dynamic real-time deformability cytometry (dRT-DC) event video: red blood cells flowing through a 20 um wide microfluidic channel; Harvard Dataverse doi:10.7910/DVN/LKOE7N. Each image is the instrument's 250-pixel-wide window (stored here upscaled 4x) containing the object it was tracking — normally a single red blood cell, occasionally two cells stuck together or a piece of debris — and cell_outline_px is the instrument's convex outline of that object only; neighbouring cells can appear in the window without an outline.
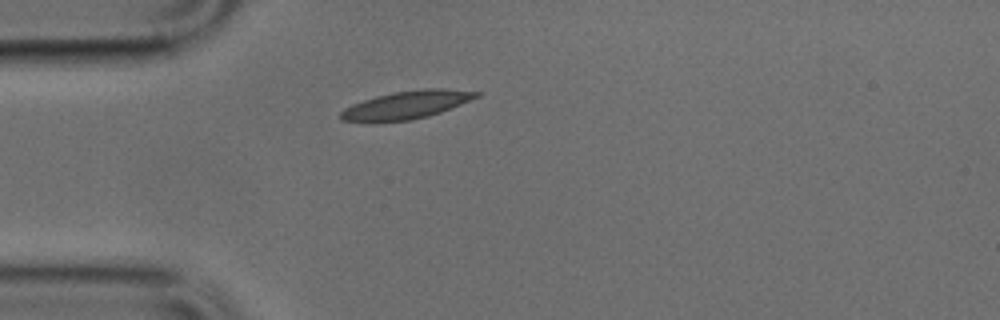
{"species": "common noctule bat (a hibernating species)", "species_latin": "Nyctalus noctula", "temperature_condition": "cold", "stored_images_in_passage": 38, "camera_frame_rate_fps": 3000, "um_per_image_px": 0.085, "animal": {"sex": "male", "body_mass_g": 17.9, "forearm_length_mm": 54.2}, "frame": {"image": 1, "passage_image": 1, "time_ms": 0.0, "image_size_px": [1000, 320], "cell_outline_px": [[484, 92], [480, 96], [440, 112], [428, 116], [408, 120], [340, 120], [340, 112], [344, 108], [352, 104], [376, 96], [392, 92], [424, 88], [444, 88]], "centroid_in_image_um": [34.63, 8.87], "position_along_channel_um": 50.4, "area_um2": 21.62}}
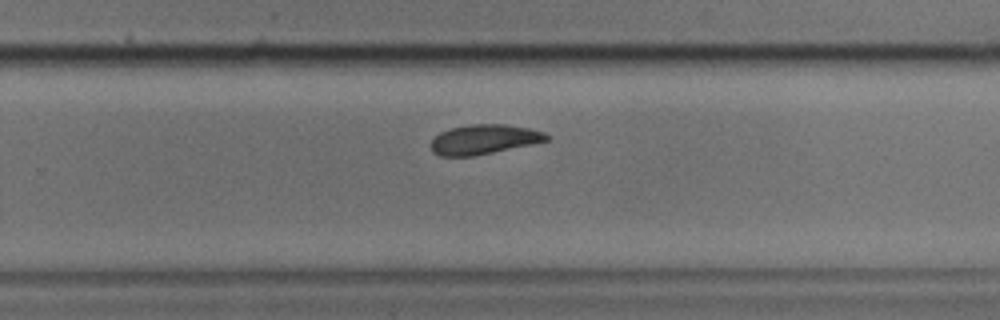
{"frame": {"image": 2, "passage_image": 20, "time_ms": 6.333, "image_size_px": [1000, 320], "cell_outline_px": [[548, 140], [532, 144], [472, 156], [440, 156], [432, 152], [432, 140], [440, 132], [452, 128], [472, 124], [504, 124], [528, 128], [544, 132], [548, 136]], "centroid_in_image_um": [41.12, 11.85], "position_along_channel_um": 288.7, "area_um2": 19.65}}
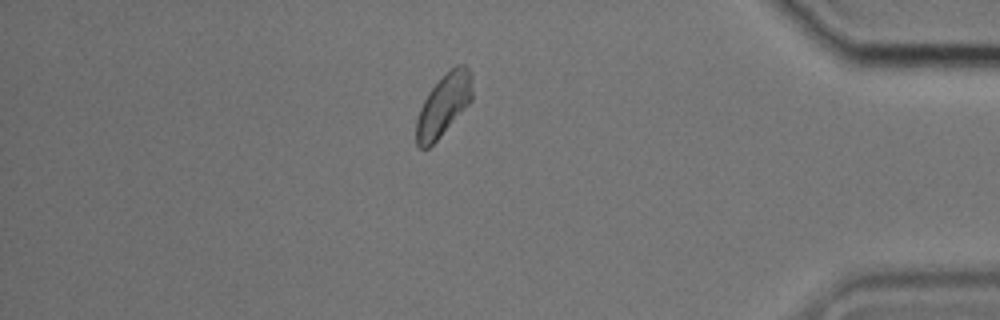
{"frame": {"image": 3, "passage_image": 31, "time_ms": 10.0, "image_size_px": [1000, 320], "cell_outline_px": [[472, 100], [440, 136], [428, 148], [420, 148], [416, 144], [416, 120], [420, 108], [428, 92], [456, 64], [464, 64], [472, 72]], "centroid_in_image_um": [37.71, 8.92], "position_along_channel_um": 397.5, "area_um2": 19.88}}